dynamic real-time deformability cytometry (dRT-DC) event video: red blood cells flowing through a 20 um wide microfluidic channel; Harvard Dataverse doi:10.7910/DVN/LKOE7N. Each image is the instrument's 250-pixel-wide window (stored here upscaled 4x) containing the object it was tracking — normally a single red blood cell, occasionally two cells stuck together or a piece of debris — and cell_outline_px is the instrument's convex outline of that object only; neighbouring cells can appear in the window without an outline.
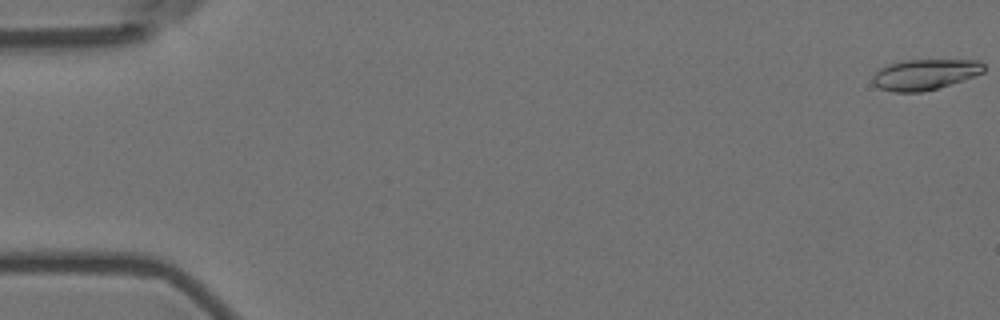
{"species": "Egyptian fruit bat (a non-hibernating species)", "species_latin": "Rousettus aegyptiacus", "temperature_condition": "room temperature", "stored_images_in_passage": 17, "camera_frame_rate_fps": 3000, "um_per_image_px": 0.085, "animal": {"sex": "female"}, "frame": {"image": 1, "passage_image": 1, "time_ms": 0.0, "image_size_px": [1000, 320], "cell_outline_px": [[984, 72], [936, 88], [920, 92], [892, 92], [880, 88], [872, 80], [872, 76], [880, 68], [888, 64], [904, 60], [980, 60], [984, 64]], "centroid_in_image_um": [78.59, 6.31], "position_along_channel_um": 6.4, "area_um2": 19.54}}
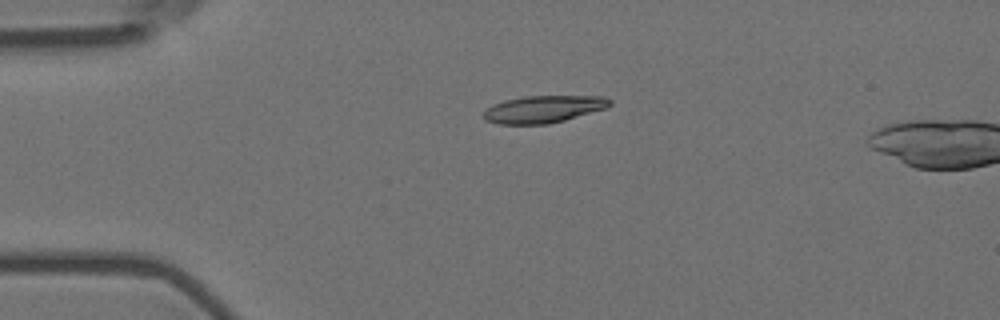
{"frame": {"image": 2, "passage_image": 14, "time_ms": 4.333, "image_size_px": [1000, 320], "cell_outline_px": [[612, 104], [604, 108], [564, 120], [548, 124], [500, 124], [484, 120], [484, 112], [492, 104], [504, 100], [524, 96], [604, 96], [612, 100]], "centroid_in_image_um": [46.17, 9.27], "position_along_channel_um": 38.8, "area_um2": 19.88}}